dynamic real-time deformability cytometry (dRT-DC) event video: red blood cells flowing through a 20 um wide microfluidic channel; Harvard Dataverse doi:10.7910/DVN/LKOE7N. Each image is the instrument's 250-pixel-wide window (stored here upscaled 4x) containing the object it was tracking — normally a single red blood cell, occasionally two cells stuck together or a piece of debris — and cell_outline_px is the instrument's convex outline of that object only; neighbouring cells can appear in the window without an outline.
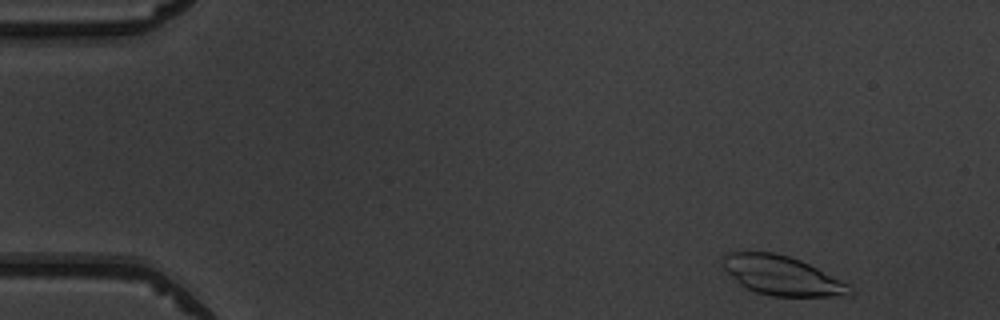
{"species": "common noctule bat (a hibernating species)", "species_latin": "Nyctalus noctula", "temperature_condition": "warm", "stored_images_in_passage": 48, "camera_frame_rate_fps": 3000, "um_per_image_px": 0.085, "animal": {"sex": "male", "body_mass_g": 19.5, "forearm_length_mm": 54.6}, "frame": {"image": 1, "passage_image": 2, "time_ms": 0.333, "image_size_px": [1000, 320], "cell_outline_px": [[852, 292], [848, 296], [772, 296], [756, 292], [744, 288], [720, 264], [720, 260], [728, 252], [772, 252], [788, 256], [800, 260], [848, 284], [852, 288]], "centroid_in_image_um": [66.42, 23.42], "position_along_channel_um": 18.6, "area_um2": 28.78}}
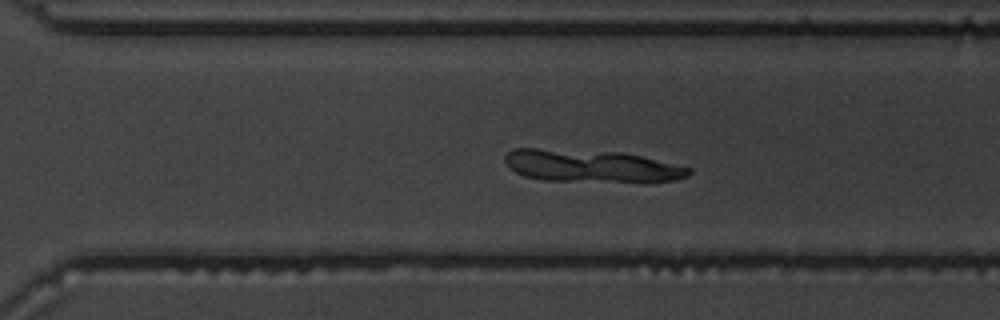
{"frame": {"image": 2, "passage_image": 33, "time_ms": 10.667, "image_size_px": [1000, 320], "cell_outline_px": [[692, 172], [688, 176], [676, 180], [544, 180], [524, 176], [508, 168], [504, 160], [504, 156], [512, 148], [536, 148], [620, 152], [640, 156], [692, 168]], "centroid_in_image_um": [50.15, 14.07], "position_along_channel_um": 320.4, "area_um2": 33.87}}
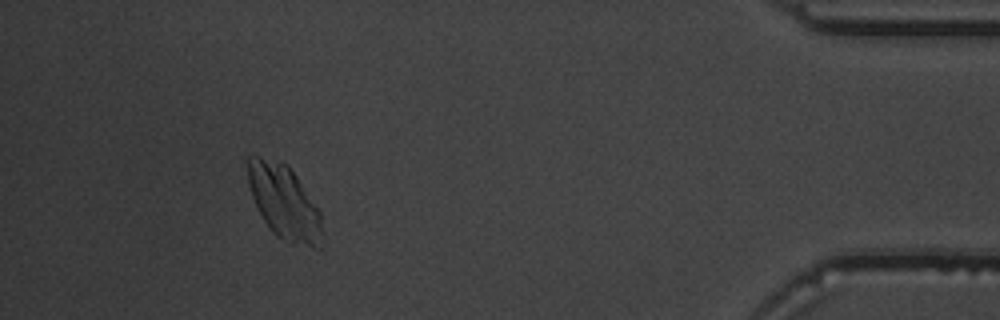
{"frame": {"image": 3, "passage_image": 44, "time_ms": 14.333, "image_size_px": [1000, 320], "cell_outline_px": [[324, 248], [312, 248], [292, 244], [280, 240], [272, 232], [264, 220], [252, 196], [248, 184], [248, 156], [260, 156], [288, 164], [320, 212], [324, 232]], "centroid_in_image_um": [24.21, 17.26], "position_along_channel_um": 411.0, "area_um2": 32.48}}